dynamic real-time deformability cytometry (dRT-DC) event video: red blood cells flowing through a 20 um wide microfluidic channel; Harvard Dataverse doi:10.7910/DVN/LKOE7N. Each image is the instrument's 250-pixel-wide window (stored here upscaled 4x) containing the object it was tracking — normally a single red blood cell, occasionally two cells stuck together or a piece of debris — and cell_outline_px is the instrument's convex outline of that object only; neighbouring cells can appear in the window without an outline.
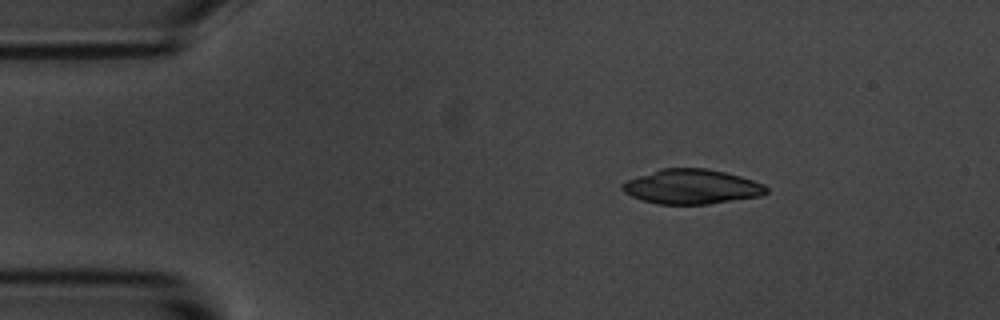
{"species": "common noctule bat (a hibernating species)", "species_latin": "Nyctalus noctula", "temperature_condition": "room temperature", "stored_images_in_passage": 5, "camera_frame_rate_fps": 3000, "um_per_image_px": 0.085, "animal": {"sex": "male", "body_mass_g": 20.1, "forearm_length_mm": 53.5}, "frame": {"image": 1, "passage_image": 3, "time_ms": 2.333, "image_size_px": [1000, 320], "cell_outline_px": [[768, 192], [760, 196], [708, 204], [660, 204], [644, 200], [632, 196], [624, 192], [620, 188], [620, 184], [628, 180], [660, 168], [708, 168], [740, 176], [764, 184], [768, 188]], "centroid_in_image_um": [58.79, 15.86], "position_along_channel_um": 26.2, "area_um2": 28.96}}